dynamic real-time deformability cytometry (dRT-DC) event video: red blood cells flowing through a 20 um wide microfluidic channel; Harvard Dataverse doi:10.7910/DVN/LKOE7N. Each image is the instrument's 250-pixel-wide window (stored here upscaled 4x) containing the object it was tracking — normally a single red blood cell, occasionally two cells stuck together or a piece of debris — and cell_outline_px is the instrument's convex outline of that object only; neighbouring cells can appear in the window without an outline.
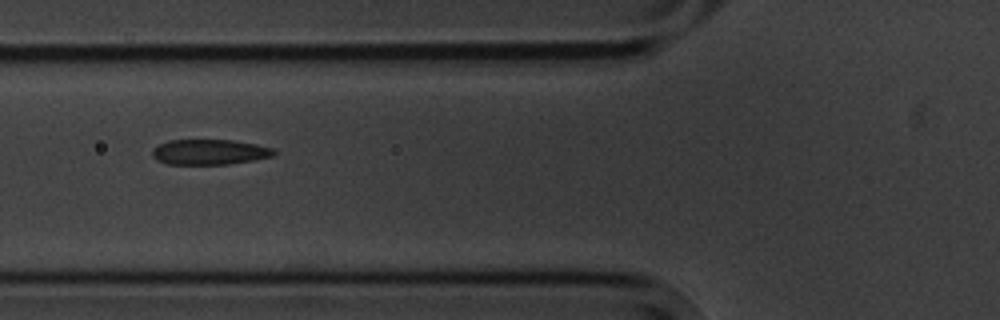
{"species": "common noctule bat (a hibernating species)", "species_latin": "Nyctalus noctula", "temperature_condition": "cold", "stored_images_in_passage": 13, "camera_frame_rate_fps": 3000, "um_per_image_px": 0.085, "animal": {"sex": "male", "body_mass_g": 20.1, "forearm_length_mm": 53.5}, "frame": {"image": 1, "passage_image": 4, "time_ms": 4.333, "image_size_px": [1000, 320], "cell_outline_px": [[276, 152], [272, 156], [252, 160], [228, 164], [168, 164], [156, 160], [152, 156], [152, 148], [168, 140], [232, 140], [256, 144], [272, 148]], "centroid_in_image_um": [17.77, 12.92], "position_along_channel_um": 108.0, "area_um2": 17.86}}
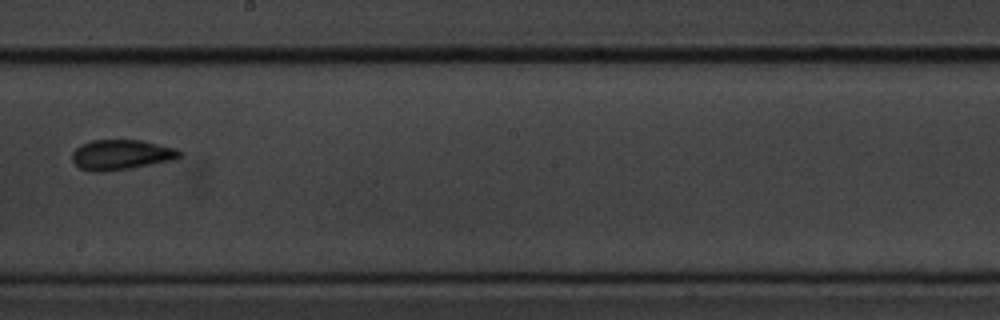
{"frame": {"image": 2, "passage_image": 7, "time_ms": 8.0, "image_size_px": [1000, 320], "cell_outline_px": [[184, 152], [176, 160], [104, 172], [92, 172], [80, 168], [72, 160], [72, 152], [80, 144], [92, 140], [140, 140], [176, 148]], "centroid_in_image_um": [10.31, 13.15], "position_along_channel_um": 237.9, "area_um2": 18.96}}
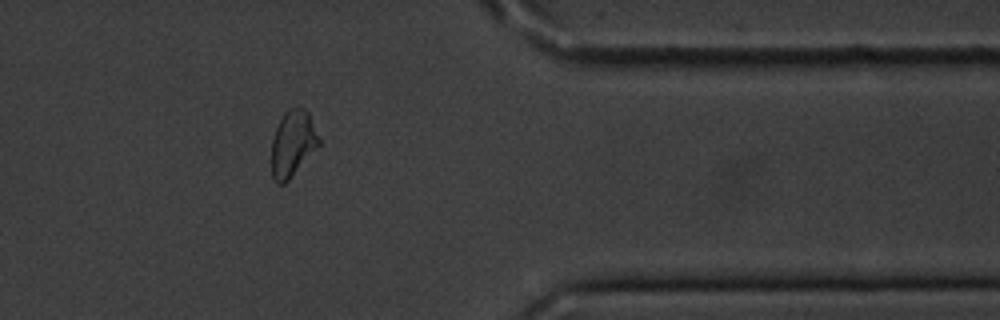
{"frame": {"image": 3, "passage_image": 11, "time_ms": 12.667, "image_size_px": [1000, 320], "cell_outline_px": [[320, 144], [288, 180], [284, 184], [276, 184], [272, 176], [272, 140], [276, 128], [284, 112], [288, 108], [304, 108], [308, 112], [320, 140]], "centroid_in_image_um": [24.87, 12.2], "position_along_channel_um": 386.5, "area_um2": 17.98}, "authors_computed_cell_mechanics": {"area_um2": 18.4382, "velocity_mm_per_s": 3.5443, "shape_relaxation_time_tau1_ms": null, "shape_relaxation_time_tau2_ms": 2.4399, "deformation_change_tau1": null, "deformation_change_tau2": 0.09}}